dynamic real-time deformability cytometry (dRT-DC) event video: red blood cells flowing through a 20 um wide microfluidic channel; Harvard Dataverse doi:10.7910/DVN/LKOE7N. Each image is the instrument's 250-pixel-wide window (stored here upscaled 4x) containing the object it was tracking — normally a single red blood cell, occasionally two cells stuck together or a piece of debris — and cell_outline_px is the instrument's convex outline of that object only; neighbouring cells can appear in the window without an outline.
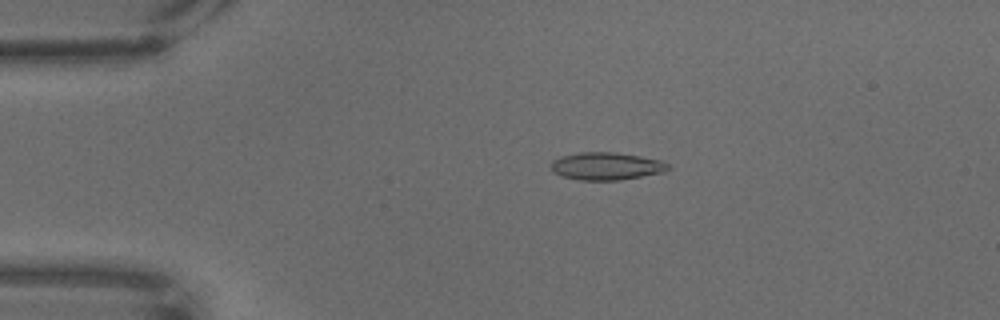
{"species": "common noctule bat (a hibernating species)", "species_latin": "Nyctalus noctula", "temperature_condition": "warm", "stored_images_in_passage": 68, "camera_frame_rate_fps": 3000, "um_per_image_px": 0.085, "animal": {"sex": "male", "body_mass_g": 18.8}, "frame": {"image": 1, "passage_image": 14, "time_ms": 4.333, "image_size_px": [1000, 320], "cell_outline_px": [[668, 168], [664, 172], [620, 180], [580, 180], [560, 176], [552, 172], [552, 160], [560, 156], [580, 152], [616, 152], [640, 156], [660, 160], [668, 164]], "centroid_in_image_um": [51.5, 14.12], "position_along_channel_um": 33.5, "area_um2": 18.84}}
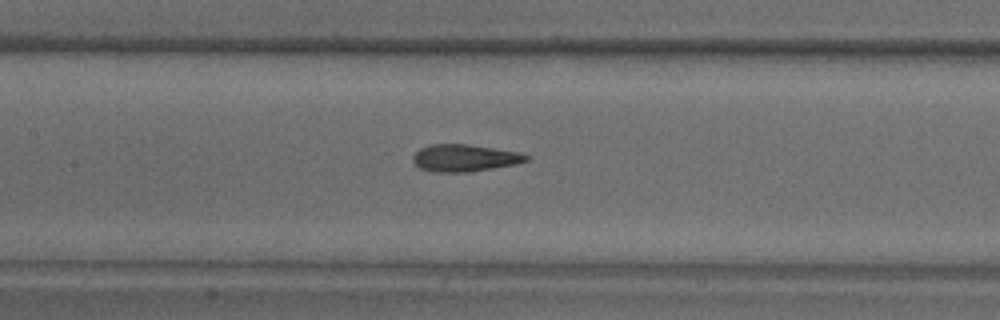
{"frame": {"image": 2, "passage_image": 32, "time_ms": 10.333, "image_size_px": [1000, 320], "cell_outline_px": [[528, 160], [516, 164], [468, 172], [432, 172], [420, 168], [412, 160], [412, 156], [420, 148], [428, 144], [468, 144], [520, 152], [528, 156]], "centroid_in_image_um": [39.46, 13.42], "position_along_channel_um": 167.9, "area_um2": 17.92}}
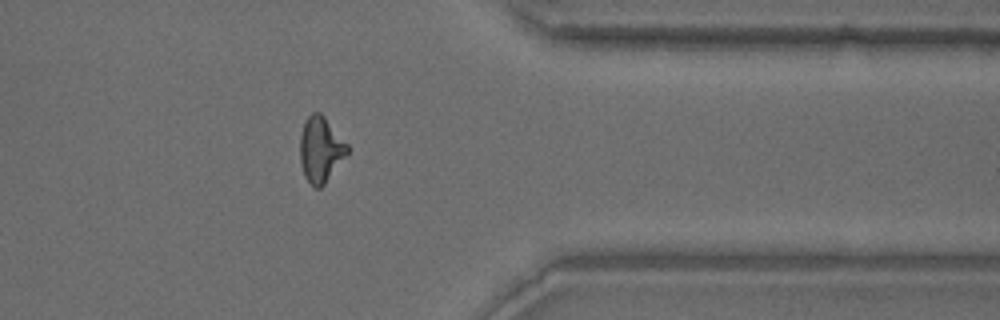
{"frame": {"image": 3, "passage_image": 55, "time_ms": 18.0, "image_size_px": [1000, 320], "cell_outline_px": [[348, 152], [324, 184], [320, 188], [316, 188], [304, 176], [300, 164], [300, 136], [304, 124], [308, 116], [312, 112], [320, 112], [324, 116], [348, 144]], "centroid_in_image_um": [27.24, 12.69], "position_along_channel_um": 384.2, "area_um2": 17.8}}